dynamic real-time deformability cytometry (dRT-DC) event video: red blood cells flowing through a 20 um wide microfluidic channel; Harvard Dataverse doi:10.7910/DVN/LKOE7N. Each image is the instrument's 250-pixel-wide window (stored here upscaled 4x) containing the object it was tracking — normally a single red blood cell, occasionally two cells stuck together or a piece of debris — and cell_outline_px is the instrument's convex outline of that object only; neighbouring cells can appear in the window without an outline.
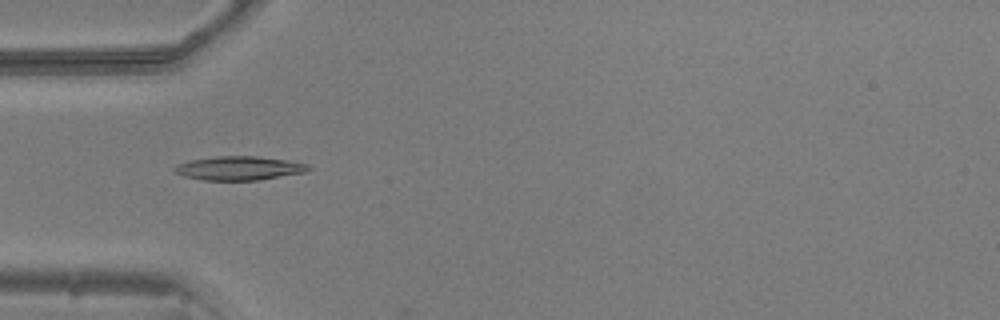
{"species": "common noctule bat (a hibernating species)", "species_latin": "Nyctalus noctula", "temperature_condition": "warm", "stored_images_in_passage": 13, "camera_frame_rate_fps": 3000, "um_per_image_px": 0.085, "animal": {"sex": "male", "body_mass_g": 20.5, "forearm_length_mm": 52.5}, "frame": {"image": 1, "passage_image": 10, "time_ms": 3.0, "image_size_px": [1000, 320], "cell_outline_px": [[312, 168], [304, 172], [256, 180], [204, 180], [184, 176], [172, 172], [172, 168], [176, 164], [188, 160], [216, 156], [256, 156], [288, 160], [308, 164]], "centroid_in_image_um": [20.25, 14.28], "position_along_channel_um": 64.7, "area_um2": 18.67}}